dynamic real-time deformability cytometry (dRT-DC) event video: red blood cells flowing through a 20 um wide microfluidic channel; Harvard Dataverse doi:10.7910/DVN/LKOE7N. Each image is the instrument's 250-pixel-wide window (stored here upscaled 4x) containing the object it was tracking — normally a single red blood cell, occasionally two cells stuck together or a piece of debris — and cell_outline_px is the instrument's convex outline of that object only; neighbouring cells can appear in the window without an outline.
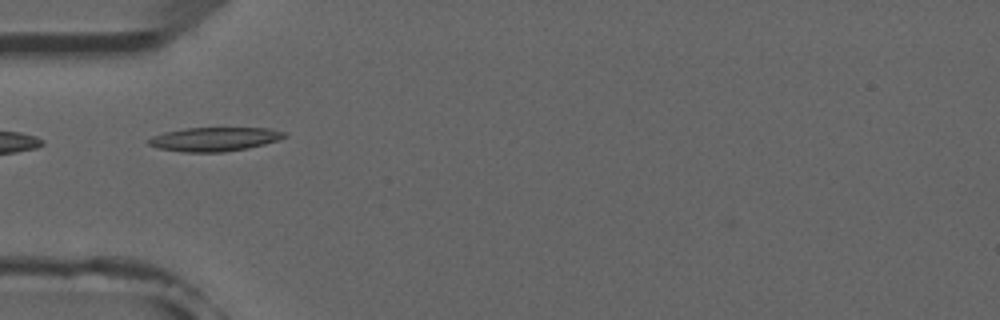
{"species": "common noctule bat (a hibernating species)", "species_latin": "Nyctalus noctula", "temperature_condition": "room temperature", "stored_images_in_passage": 3, "camera_frame_rate_fps": 3000, "um_per_image_px": 0.085, "animal": {"sex": "male", "forearm_length_mm": 52.5}, "frame": {"image": 1, "passage_image": 1, "time_ms": 0.0, "image_size_px": [1000, 320], "cell_outline_px": [[288, 136], [280, 140], [248, 148], [224, 152], [184, 152], [156, 148], [148, 144], [144, 140], [152, 136], [164, 132], [184, 128], [268, 128], [284, 132]], "centroid_in_image_um": [18.19, 11.83], "position_along_channel_um": 66.8, "area_um2": 19.13}}
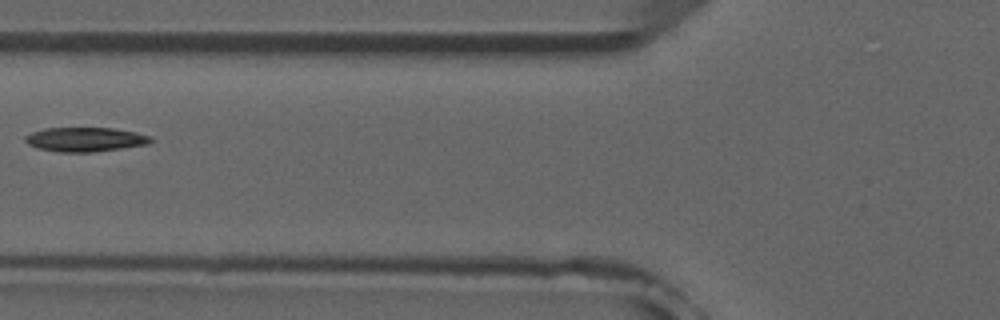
{"frame": {"image": 2, "passage_image": 2, "time_ms": 1.333, "image_size_px": [1000, 320], "cell_outline_px": [[156, 140], [148, 144], [92, 152], [60, 152], [36, 148], [28, 144], [24, 140], [24, 136], [32, 132], [44, 128], [112, 128], [136, 132], [152, 136]], "centroid_in_image_um": [7.25, 11.85], "position_along_channel_um": 118.5, "area_um2": 17.86}}
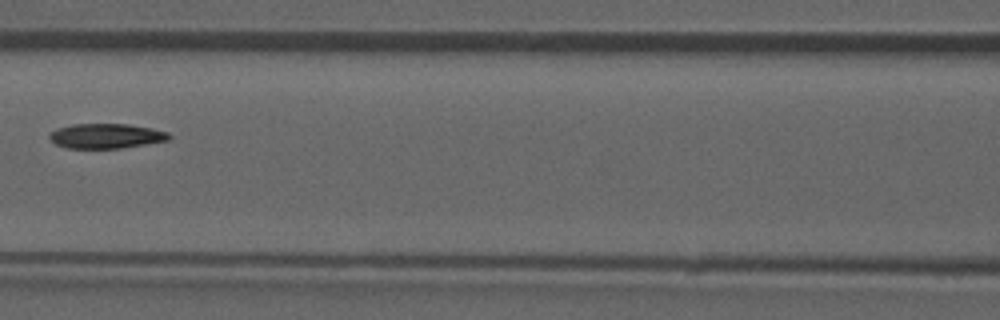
{"frame": {"image": 3, "passage_image": 3, "time_ms": 2.333, "image_size_px": [1000, 320], "cell_outline_px": [[172, 136], [168, 140], [120, 148], [68, 148], [56, 144], [48, 136], [56, 128], [72, 124], [128, 124], [152, 128], [168, 132]], "centroid_in_image_um": [9.02, 11.55], "position_along_channel_um": 157.6, "area_um2": 17.17}}